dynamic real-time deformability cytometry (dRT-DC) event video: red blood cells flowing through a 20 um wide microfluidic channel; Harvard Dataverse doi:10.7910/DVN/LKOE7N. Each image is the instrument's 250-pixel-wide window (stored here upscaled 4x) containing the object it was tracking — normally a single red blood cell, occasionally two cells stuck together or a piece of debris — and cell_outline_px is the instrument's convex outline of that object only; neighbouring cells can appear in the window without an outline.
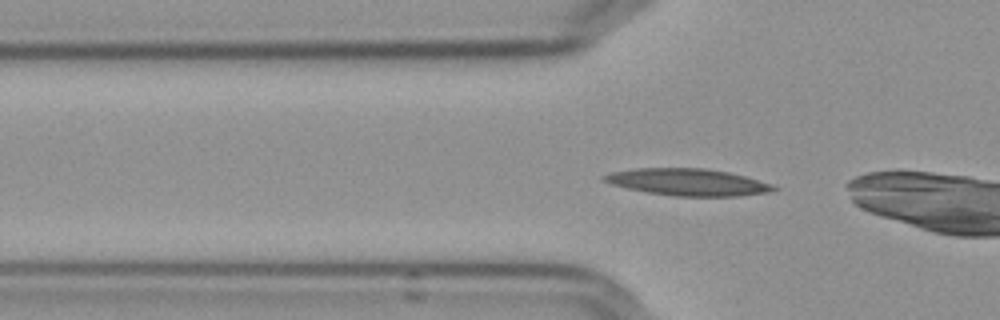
{"species": "Egyptian fruit bat (a non-hibernating species)", "species_latin": "Rousettus aegyptiacus", "temperature_condition": "cold", "stored_images_in_passage": 39, "camera_frame_rate_fps": 3000, "um_per_image_px": 0.085, "frame": {"image": 1, "passage_image": 10, "time_ms": 3.0, "image_size_px": [1000, 320], "cell_outline_px": [[780, 188], [768, 192], [740, 196], [672, 196], [648, 192], [628, 188], [612, 184], [604, 180], [600, 176], [612, 172], [632, 168], [704, 168], [728, 172], [744, 176], [772, 184]], "centroid_in_image_um": [58.47, 15.48], "position_along_channel_um": 67.3, "area_um2": 26.47}}
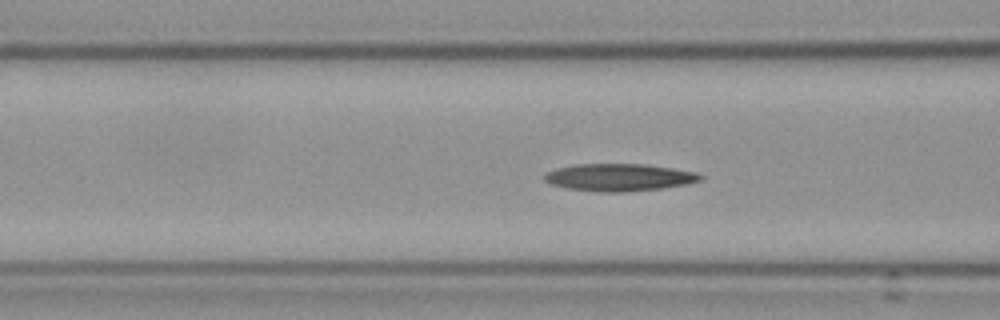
{"frame": {"image": 2, "passage_image": 14, "time_ms": 4.333, "image_size_px": [1000, 320], "cell_outline_px": [[704, 176], [700, 180], [684, 184], [660, 188], [628, 192], [596, 192], [568, 188], [552, 184], [544, 180], [544, 176], [548, 172], [572, 164], [648, 164], [696, 172]], "centroid_in_image_um": [52.63, 15.07], "position_along_channel_um": 114.0, "area_um2": 24.68}, "authors_computed_cell_mechanics": {"area_um2": 24.3338, "velocity_mm_per_s": 3.5959, "shape_relaxation_time_tau1_ms": null, "shape_relaxation_time_tau2_ms": 6.0073, "deformation_change_tau1": null, "deformation_change_tau2": 0.1368}}